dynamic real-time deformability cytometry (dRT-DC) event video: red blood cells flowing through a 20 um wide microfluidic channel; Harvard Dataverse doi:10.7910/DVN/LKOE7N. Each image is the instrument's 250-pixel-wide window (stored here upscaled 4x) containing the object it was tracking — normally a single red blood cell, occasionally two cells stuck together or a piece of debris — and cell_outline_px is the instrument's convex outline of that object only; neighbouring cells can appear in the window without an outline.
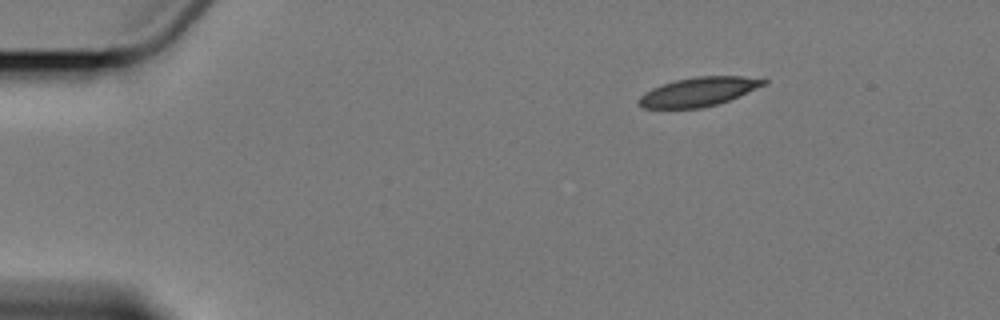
{"species": "Egyptian fruit bat (a non-hibernating species)", "species_latin": "Rousettus aegyptiacus", "temperature_condition": "cold", "stored_images_in_passage": 6, "camera_frame_rate_fps": 3000, "um_per_image_px": 0.085, "animal": {"sex": "female"}, "frame": {"image": 1, "passage_image": 1, "time_ms": 0.0, "image_size_px": [1000, 320], "cell_outline_px": [[768, 84], [728, 100], [704, 108], [644, 108], [640, 104], [640, 96], [652, 88], [676, 80], [696, 76], [744, 76], [768, 80]], "centroid_in_image_um": [59.43, 7.79], "position_along_channel_um": 25.6, "area_um2": 20.81}}
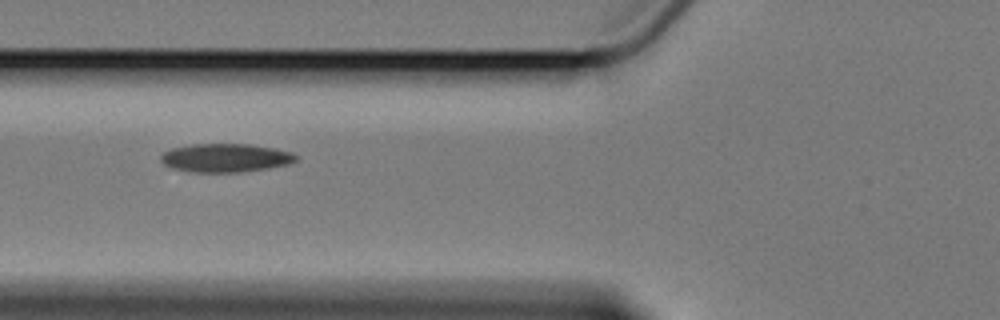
{"frame": {"image": 2, "passage_image": 5, "time_ms": 4.667, "image_size_px": [1000, 320], "cell_outline_px": [[296, 160], [288, 164], [268, 168], [240, 172], [188, 172], [172, 168], [164, 164], [160, 160], [160, 156], [164, 152], [172, 148], [192, 144], [248, 144], [276, 148], [292, 152], [296, 156]], "centroid_in_image_um": [19.15, 13.42], "position_along_channel_um": 106.7, "area_um2": 22.48}}
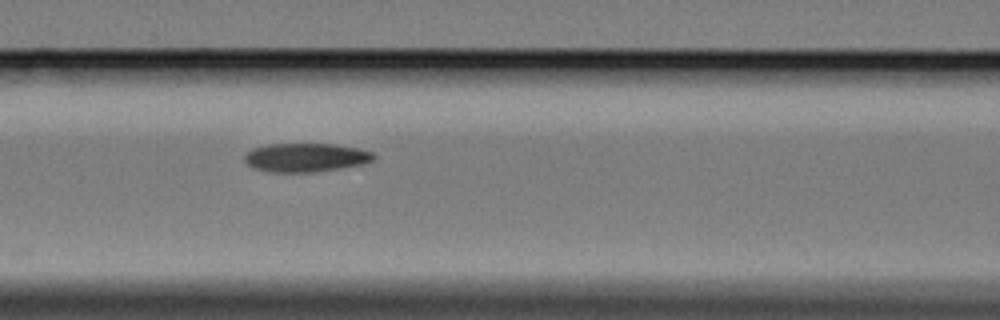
{"frame": {"image": 3, "passage_image": 6, "time_ms": 5.667, "image_size_px": [1000, 320], "cell_outline_px": [[376, 156], [372, 160], [360, 164], [312, 172], [272, 172], [252, 168], [244, 160], [244, 156], [252, 148], [268, 144], [336, 144], [360, 148], [372, 152]], "centroid_in_image_um": [25.96, 13.37], "position_along_channel_um": 140.6, "area_um2": 21.44}}